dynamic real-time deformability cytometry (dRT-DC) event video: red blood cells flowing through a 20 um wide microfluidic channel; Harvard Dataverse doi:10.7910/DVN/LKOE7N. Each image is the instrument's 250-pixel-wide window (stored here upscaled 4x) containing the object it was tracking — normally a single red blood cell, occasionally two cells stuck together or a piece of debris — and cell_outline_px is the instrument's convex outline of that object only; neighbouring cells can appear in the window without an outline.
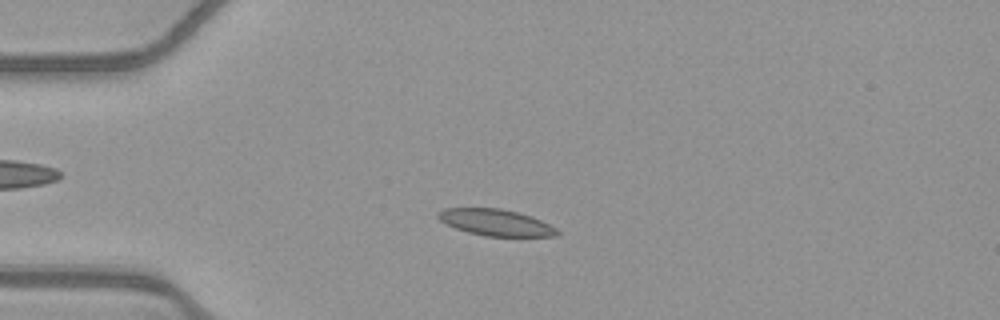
{"species": "common noctule bat (a hibernating species)", "species_latin": "Nyctalus noctula", "temperature_condition": "warm", "stored_images_in_passage": 53, "camera_frame_rate_fps": 3000, "um_per_image_px": 0.085, "animal": {"sex": "female", "body_mass_g": 21.9}, "frame": {"image": 1, "passage_image": 13, "time_ms": 4.0, "image_size_px": [1000, 320], "cell_outline_px": [[560, 232], [556, 236], [484, 236], [468, 232], [456, 228], [440, 220], [436, 216], [436, 212], [444, 208], [500, 208], [532, 216], [556, 228]], "centroid_in_image_um": [42.12, 18.9], "position_along_channel_um": 42.9, "area_um2": 18.26}}
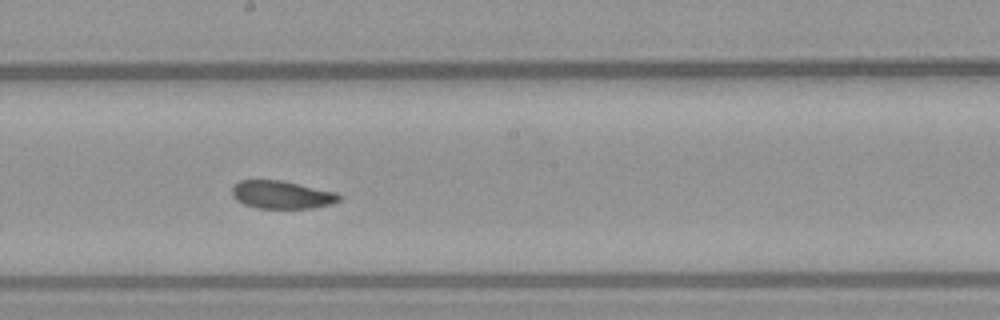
{"frame": {"image": 2, "passage_image": 29, "time_ms": 9.333, "image_size_px": [1000, 320], "cell_outline_px": [[344, 196], [340, 200], [332, 204], [312, 208], [256, 208], [244, 204], [236, 200], [232, 196], [232, 184], [240, 180], [284, 180], [336, 192]], "centroid_in_image_um": [23.96, 16.54], "position_along_channel_um": 224.2, "area_um2": 17.74}}
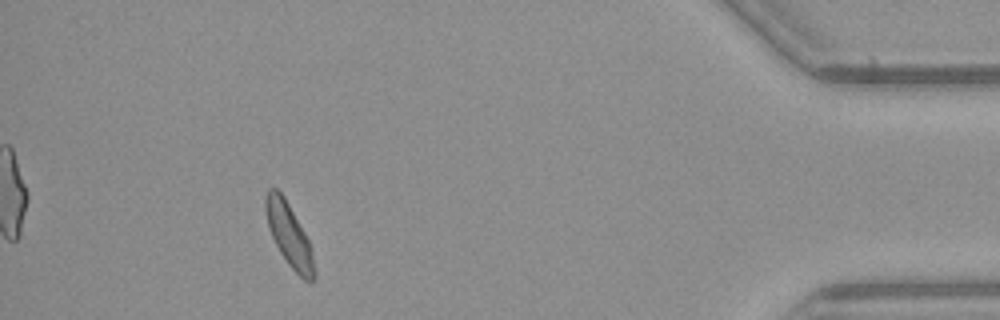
{"frame": {"image": 3, "passage_image": 48, "time_ms": 15.667, "image_size_px": [1000, 320], "cell_outline_px": [[316, 276], [312, 280], [304, 280], [288, 264], [280, 252], [272, 236], [268, 224], [264, 208], [264, 196], [268, 188], [276, 188], [284, 196], [304, 232], [312, 248], [316, 272]], "centroid_in_image_um": [24.57, 19.95], "position_along_channel_um": 410.6, "area_um2": 17.74}, "authors_computed_cell_mechanics": {"area_um2": 18.207, "velocity_mm_per_s": 3.8769, "shape_relaxation_time_tau1_ms": null, "shape_relaxation_time_tau2_ms": 2.922, "deformation_change_tau1": null, "deformation_change_tau2": 0.0817}}